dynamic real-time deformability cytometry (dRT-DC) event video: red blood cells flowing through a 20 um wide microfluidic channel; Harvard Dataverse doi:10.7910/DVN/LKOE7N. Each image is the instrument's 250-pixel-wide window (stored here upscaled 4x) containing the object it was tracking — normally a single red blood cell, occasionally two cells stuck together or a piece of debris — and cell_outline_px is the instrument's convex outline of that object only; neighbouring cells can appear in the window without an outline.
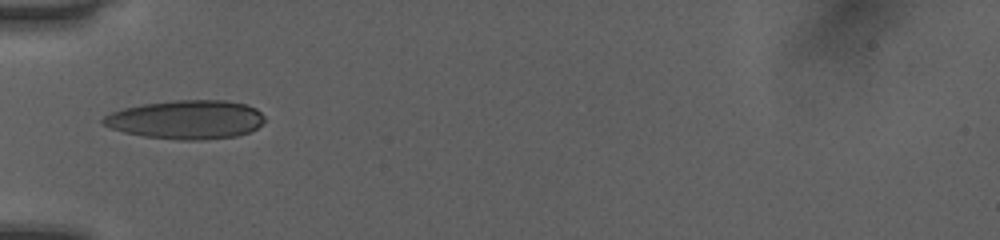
{"species": "human", "species_latin": "Homo sapiens", "temperature_condition": "room temperature", "stored_images_in_passage": 34, "camera_frame_rate_fps": 3000, "um_per_image_px": 0.085, "donor": {"sex": "female"}, "frame": {"image": 1, "passage_image": 1, "time_ms": 0.0, "image_size_px": [1000, 240], "cell_outline_px": [[264, 120], [256, 128], [248, 132], [236, 136], [200, 140], [184, 140], [144, 136], [124, 132], [100, 124], [100, 120], [104, 116], [112, 112], [124, 108], [144, 104], [176, 100], [224, 100], [244, 104], [256, 108], [264, 116]], "centroid_in_image_um": [15.81, 10.16], "position_along_channel_um": 69.2, "area_um2": 36.3}}
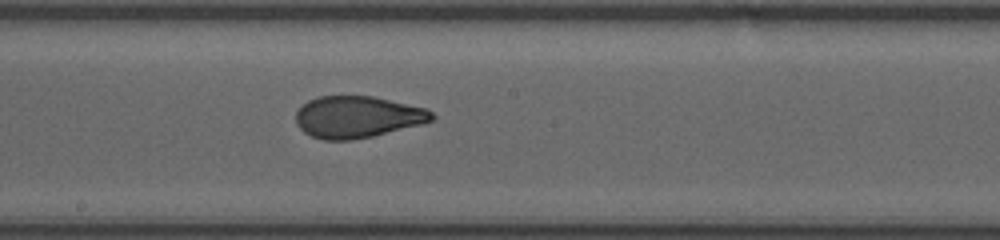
{"frame": {"image": 2, "passage_image": 12, "time_ms": 3.667, "image_size_px": [1000, 240], "cell_outline_px": [[436, 116], [432, 120], [420, 124], [372, 136], [352, 140], [324, 140], [312, 136], [304, 132], [296, 124], [296, 112], [308, 100], [320, 96], [372, 96], [428, 108]], "centroid_in_image_um": [30.38, 9.93], "position_along_channel_um": 217.8, "area_um2": 32.95}}
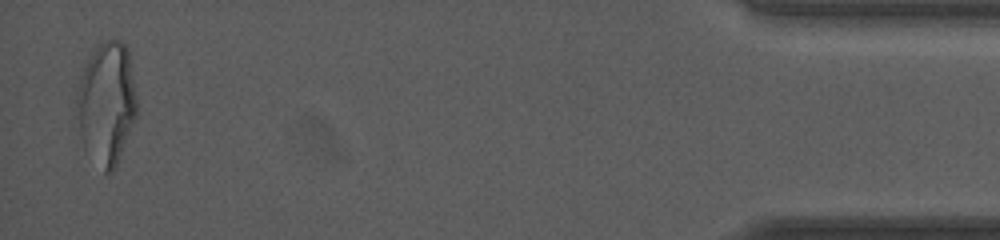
{"frame": {"image": 3, "passage_image": 33, "time_ms": 10.667, "image_size_px": [1000, 240], "cell_outline_px": [[136, 116], [120, 156], [112, 172], [104, 172], [84, 148], [80, 132], [76, 104], [76, 92], [84, 68], [92, 52], [104, 40], [112, 36], [116, 36], [128, 48], [136, 96]], "centroid_in_image_um": [9.06, 8.72], "position_along_channel_um": 426.1, "area_um2": 42.6}, "authors_computed_cell_mechanics": {"area_um2": 33.8708, "velocity_mm_per_s": 4.0862, "shape_relaxation_time_tau1_ms": 7.2768, "shape_relaxation_time_tau2_ms": 1.1683, "deformation_change_tau1": 0.207, "deformation_change_tau2": 0.0754}}